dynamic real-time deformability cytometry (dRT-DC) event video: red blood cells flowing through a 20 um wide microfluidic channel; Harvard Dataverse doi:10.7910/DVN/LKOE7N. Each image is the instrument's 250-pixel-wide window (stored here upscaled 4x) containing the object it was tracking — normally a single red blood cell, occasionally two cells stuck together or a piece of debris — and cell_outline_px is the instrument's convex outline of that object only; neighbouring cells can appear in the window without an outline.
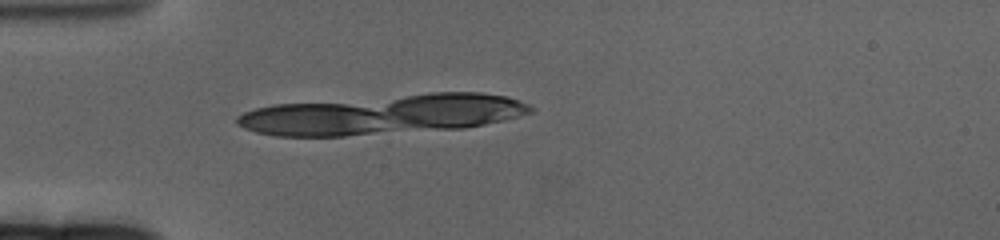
{"species": "human", "species_latin": "Homo sapiens", "temperature_condition": "cold", "stored_images_in_passage": 10, "segment_of_instrument_passage": [2, 2], "camera_frame_rate_fps": 3000, "um_per_image_px": 0.085, "donor": {"sex": "female"}, "frame": {"image": 1, "passage_image": 5, "time_ms": 1.333, "image_size_px": [1000, 240], "cell_outline_px": [[376, 112], [356, 132], [328, 136], [300, 136], [268, 132], [240, 120], [244, 116], [252, 112], [264, 108], [292, 104], [336, 104], [360, 108]], "centroid_in_image_um": [26.31, 10.15], "position_along_channel_um": 58.7, "area_um2": 23.58}}